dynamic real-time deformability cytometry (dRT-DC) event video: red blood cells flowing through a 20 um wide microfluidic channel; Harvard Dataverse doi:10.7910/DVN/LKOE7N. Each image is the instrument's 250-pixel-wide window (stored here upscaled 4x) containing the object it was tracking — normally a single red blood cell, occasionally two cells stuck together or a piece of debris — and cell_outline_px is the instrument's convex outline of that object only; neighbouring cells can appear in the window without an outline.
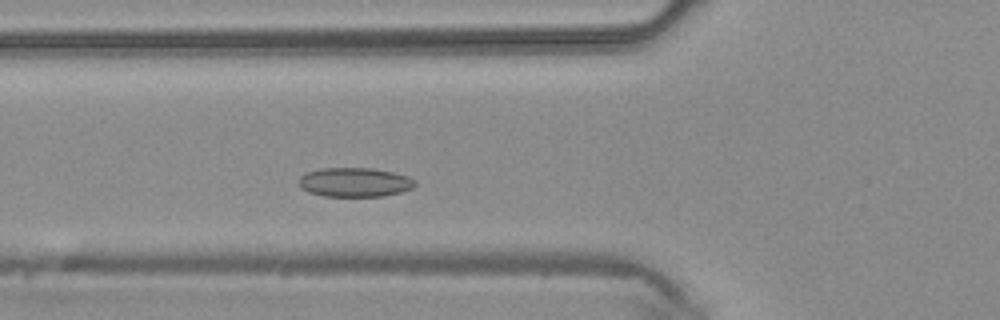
{"species": "common noctule bat (a hibernating species)", "species_latin": "Nyctalus noctula", "temperature_condition": "warm", "stored_images_in_passage": 37, "camera_frame_rate_fps": 3000, "um_per_image_px": 0.085, "animal": {"sex": "male", "body_mass_g": 20.4}, "frame": {"image": 1, "passage_image": 9, "time_ms": 2.667, "image_size_px": [1000, 320], "cell_outline_px": [[416, 184], [412, 188], [400, 192], [384, 196], [324, 196], [308, 192], [300, 188], [296, 184], [300, 176], [308, 172], [320, 168], [372, 168], [392, 172], [408, 176], [416, 180]], "centroid_in_image_um": [30.12, 15.49], "position_along_channel_um": 95.7, "area_um2": 19.94}}
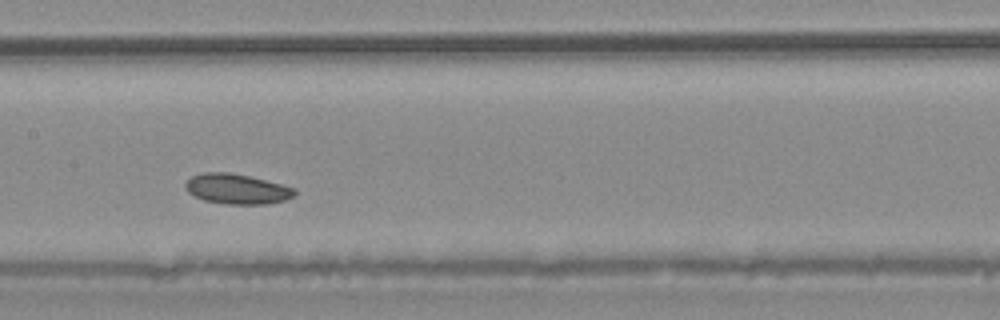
{"frame": {"image": 2, "passage_image": 15, "time_ms": 4.667, "image_size_px": [1000, 320], "cell_outline_px": [[296, 192], [292, 196], [284, 200], [268, 204], [224, 204], [204, 200], [188, 192], [184, 188], [184, 184], [192, 176], [204, 172], [228, 172], [248, 176], [296, 188]], "centroid_in_image_um": [20.11, 16.06], "position_along_channel_um": 187.3, "area_um2": 19.02}}
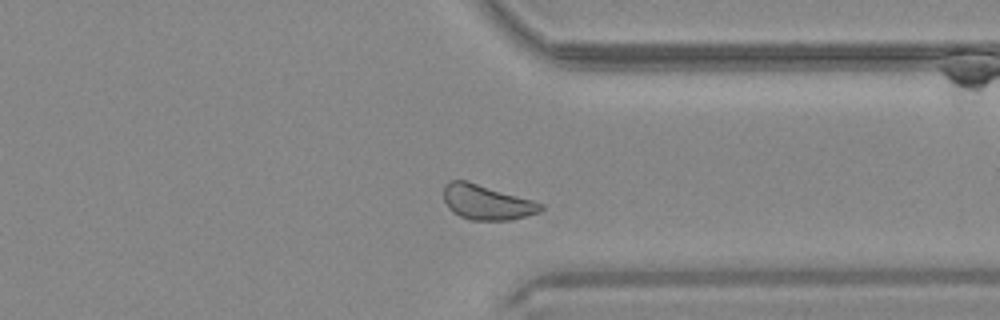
{"frame": {"image": 3, "passage_image": 27, "time_ms": 8.667, "image_size_px": [1000, 320], "cell_outline_px": [[544, 208], [540, 212], [512, 220], [472, 220], [460, 216], [452, 212], [448, 208], [444, 200], [444, 184], [448, 180], [468, 180], [532, 200], [544, 204]], "centroid_in_image_um": [41.36, 17.18], "position_along_channel_um": 370.0, "area_um2": 19.94}}